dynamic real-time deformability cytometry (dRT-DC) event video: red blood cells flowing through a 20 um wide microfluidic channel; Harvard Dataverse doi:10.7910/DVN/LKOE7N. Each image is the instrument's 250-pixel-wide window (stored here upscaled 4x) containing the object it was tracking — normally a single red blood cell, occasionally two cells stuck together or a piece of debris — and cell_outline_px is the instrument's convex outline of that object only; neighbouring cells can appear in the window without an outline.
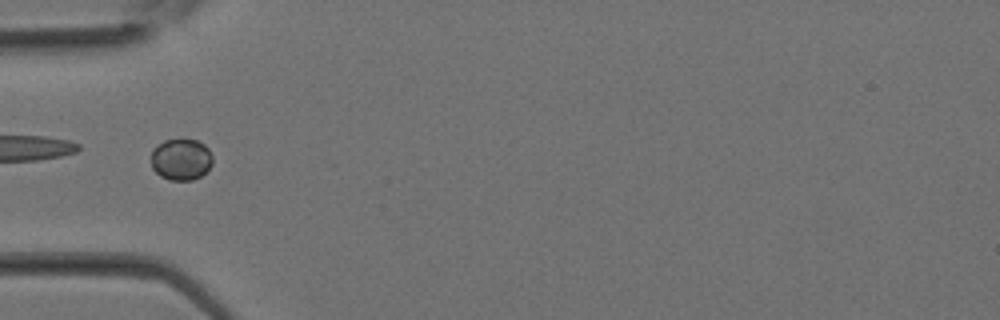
{"species": "Egyptian fruit bat (a non-hibernating species)", "species_latin": "Rousettus aegyptiacus", "temperature_condition": "room temperature", "stored_images_in_passage": 5, "camera_frame_rate_fps": 3000, "um_per_image_px": 0.085, "animal": {"sex": "female"}, "frame": {"image": 1, "passage_image": 1, "time_ms": 0.0, "image_size_px": [1000, 320], "cell_outline_px": [[212, 164], [200, 176], [192, 180], [168, 180], [160, 176], [152, 168], [152, 148], [156, 144], [164, 140], [196, 140], [204, 144], [208, 148], [212, 156]], "centroid_in_image_um": [15.37, 13.55], "position_along_channel_um": 69.6, "area_um2": 14.85}}
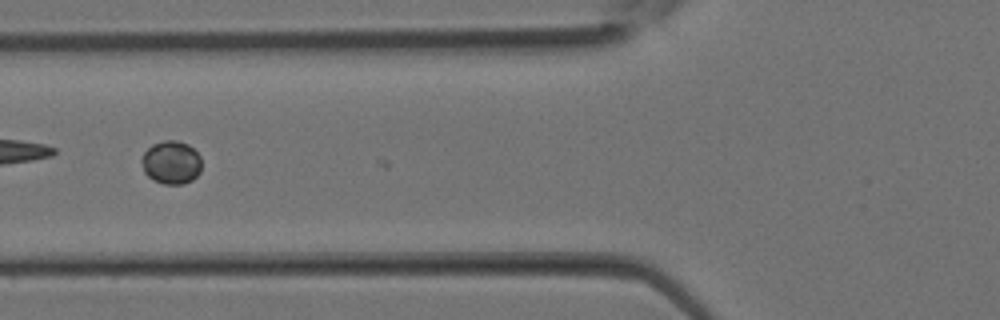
{"frame": {"image": 2, "passage_image": 3, "time_ms": 0.667, "image_size_px": [1000, 320], "cell_outline_px": [[200, 172], [192, 180], [184, 184], [164, 184], [152, 180], [144, 172], [140, 160], [144, 152], [152, 144], [164, 140], [176, 140], [188, 144], [200, 156]], "centroid_in_image_um": [14.53, 13.81], "position_along_channel_um": 111.3, "area_um2": 15.2}}